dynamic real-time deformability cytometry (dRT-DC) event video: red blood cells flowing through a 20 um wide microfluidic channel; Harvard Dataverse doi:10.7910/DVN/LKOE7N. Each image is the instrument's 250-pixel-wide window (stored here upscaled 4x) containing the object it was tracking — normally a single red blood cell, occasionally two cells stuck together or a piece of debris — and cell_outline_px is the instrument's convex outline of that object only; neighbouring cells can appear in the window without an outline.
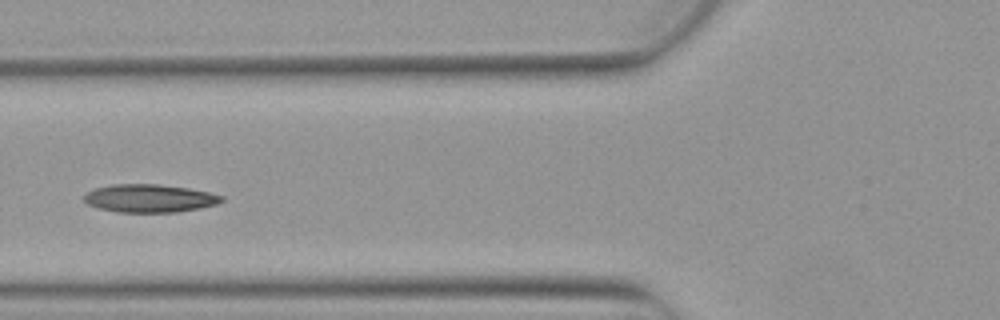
{"species": "Egyptian fruit bat (a non-hibernating species)", "species_latin": "Rousettus aegyptiacus", "temperature_condition": "warm", "stored_images_in_passage": 4, "camera_frame_rate_fps": 3000, "um_per_image_px": 0.085, "animal": {"sex": "female"}, "frame": {"image": 1, "passage_image": 3, "time_ms": 0.667, "image_size_px": [1000, 320], "cell_outline_px": [[224, 200], [216, 204], [200, 208], [176, 212], [116, 212], [96, 208], [88, 204], [84, 200], [84, 196], [88, 192], [96, 188], [112, 184], [156, 184], [188, 188], [208, 192], [224, 196]], "centroid_in_image_um": [12.7, 16.86], "position_along_channel_um": 113.1, "area_um2": 22.43}}
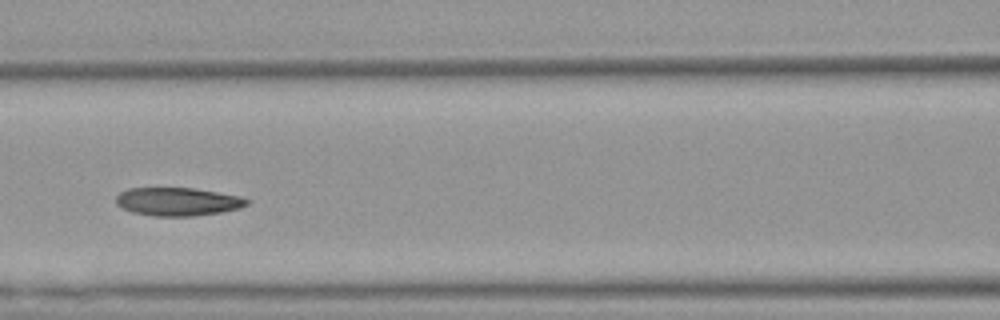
{"frame": {"image": 2, "passage_image": 4, "time_ms": 1.0, "image_size_px": [1000, 320], "cell_outline_px": [[248, 204], [240, 208], [220, 212], [192, 216], [156, 216], [132, 212], [116, 204], [116, 196], [120, 192], [128, 188], [196, 188], [240, 196], [248, 200]], "centroid_in_image_um": [15.1, 17.13], "position_along_channel_um": 151.5, "area_um2": 21.44}}